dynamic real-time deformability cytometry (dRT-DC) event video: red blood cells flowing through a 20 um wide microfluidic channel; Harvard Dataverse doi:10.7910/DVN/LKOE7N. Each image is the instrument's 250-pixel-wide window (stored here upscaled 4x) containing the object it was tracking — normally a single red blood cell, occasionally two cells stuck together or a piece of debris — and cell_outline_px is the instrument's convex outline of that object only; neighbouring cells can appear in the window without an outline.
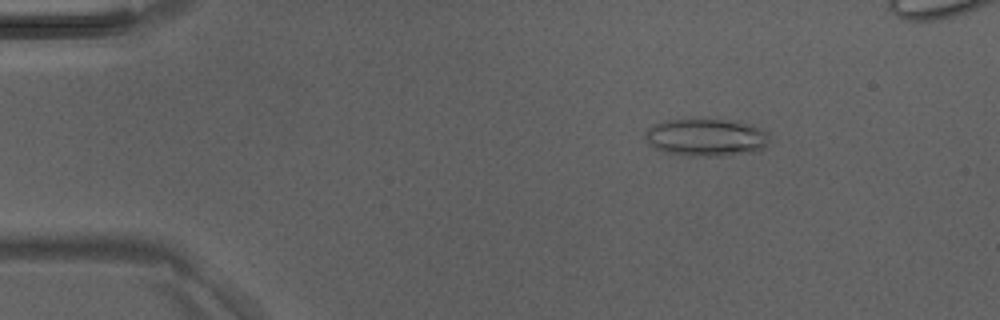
{"species": "Egyptian fruit bat (a non-hibernating species)", "species_latin": "Rousettus aegyptiacus", "temperature_condition": "room temperature", "stored_images_in_passage": 4, "camera_frame_rate_fps": 3000, "um_per_image_px": 0.085, "animal": {"sex": "male"}, "frame": {"image": 1, "passage_image": 2, "time_ms": 0.333, "image_size_px": [1000, 320], "cell_outline_px": [[768, 144], [764, 148], [756, 152], [720, 156], [688, 156], [664, 152], [648, 144], [644, 140], [644, 132], [652, 124], [664, 120], [696, 116], [716, 116], [736, 120], [752, 124], [764, 128], [768, 132]], "centroid_in_image_um": [60.02, 11.61], "position_along_channel_um": 25.0, "area_um2": 29.07}}